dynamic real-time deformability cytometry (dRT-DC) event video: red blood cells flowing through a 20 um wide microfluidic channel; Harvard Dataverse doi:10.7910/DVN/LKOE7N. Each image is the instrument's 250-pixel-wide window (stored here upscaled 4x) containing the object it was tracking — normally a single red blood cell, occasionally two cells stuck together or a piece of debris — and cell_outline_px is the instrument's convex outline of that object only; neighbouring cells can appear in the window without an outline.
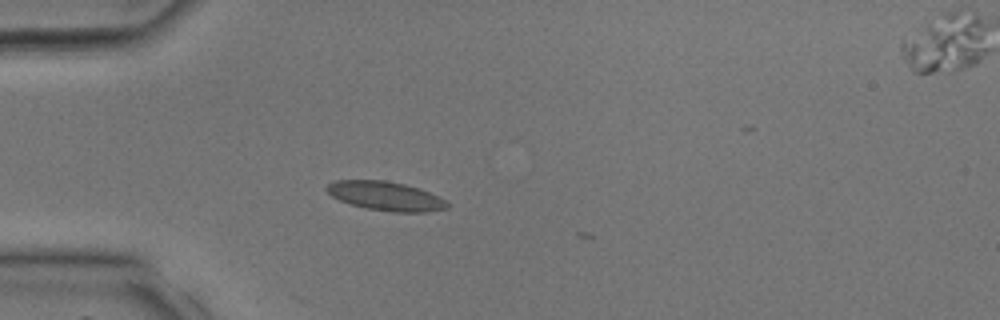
{"species": "common noctule bat (a hibernating species)", "species_latin": "Nyctalus noctula", "temperature_condition": "room temperature", "stored_images_in_passage": 2, "camera_frame_rate_fps": 3000, "um_per_image_px": 0.085, "animal": {"sex": "male", "body_mass_g": 17.9, "forearm_length_mm": 54.2}, "frame": {"image": 1, "passage_image": 1, "time_ms": 0.0, "image_size_px": [1000, 320], "cell_outline_px": [[448, 208], [424, 212], [392, 212], [368, 208], [352, 204], [340, 200], [332, 196], [324, 188], [328, 184], [336, 180], [384, 180], [404, 184], [428, 192], [444, 200], [448, 204]], "centroid_in_image_um": [32.74, 16.66], "position_along_channel_um": 52.3, "area_um2": 20.0}}